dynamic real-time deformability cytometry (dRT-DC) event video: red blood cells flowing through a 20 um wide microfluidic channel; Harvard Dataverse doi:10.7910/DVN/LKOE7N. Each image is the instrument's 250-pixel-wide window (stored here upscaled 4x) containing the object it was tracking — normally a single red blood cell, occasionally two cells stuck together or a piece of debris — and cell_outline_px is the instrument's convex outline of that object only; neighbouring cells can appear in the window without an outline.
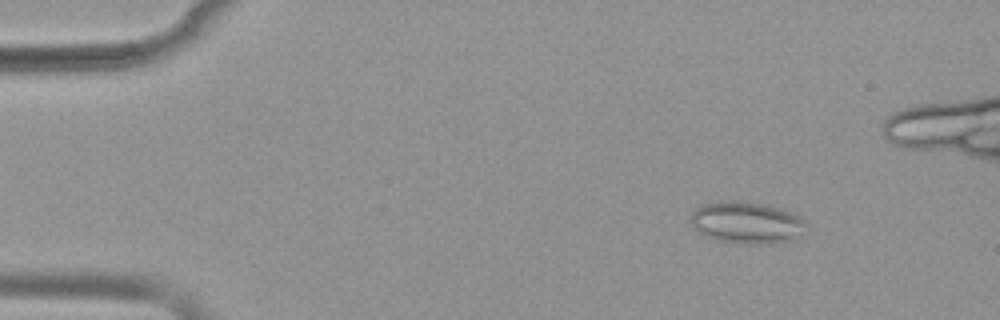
{"species": "common noctule bat (a hibernating species)", "species_latin": "Nyctalus noctula", "temperature_condition": "warm", "stored_images_in_passage": 47, "camera_frame_rate_fps": 3000, "um_per_image_px": 0.085, "animal": {"sex": "female", "body_mass_g": 19.9}, "frame": {"image": 1, "passage_image": 7, "time_ms": 2.0, "image_size_px": [1000, 320], "cell_outline_px": [[804, 236], [784, 240], [716, 240], [704, 236], [692, 228], [692, 212], [696, 208], [704, 204], [720, 200], [736, 200], [764, 204], [788, 212], [796, 216], [804, 224]], "centroid_in_image_um": [63.35, 18.85], "position_along_channel_um": 21.6, "area_um2": 26.59}}
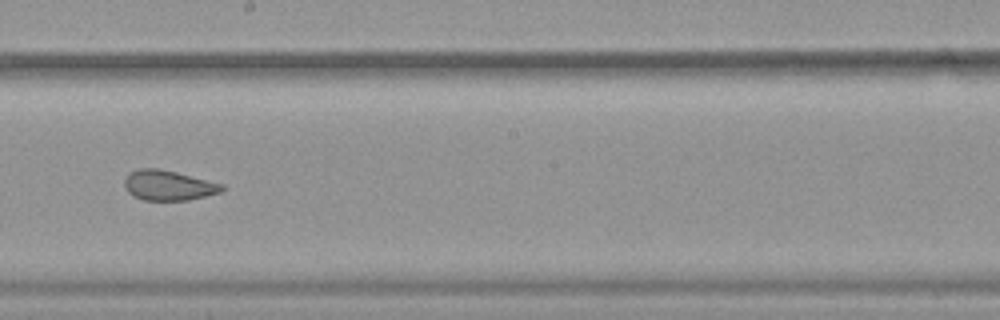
{"frame": {"image": 2, "passage_image": 30, "time_ms": 9.667, "image_size_px": [1000, 320], "cell_outline_px": [[224, 188], [220, 192], [188, 200], [144, 200], [132, 196], [124, 188], [124, 180], [128, 172], [140, 168], [160, 168], [224, 184]], "centroid_in_image_um": [14.27, 15.75], "position_along_channel_um": 233.9, "area_um2": 17.17}}
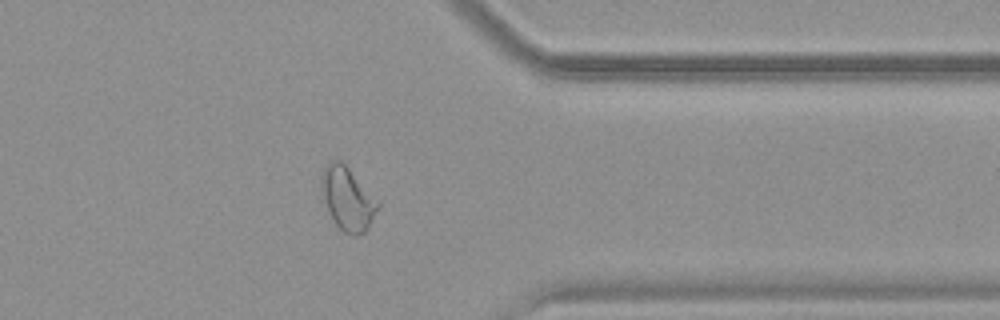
{"frame": {"image": 3, "passage_image": 42, "time_ms": 13.667, "image_size_px": [1000, 320], "cell_outline_px": [[380, 204], [368, 228], [364, 232], [356, 236], [352, 236], [344, 232], [336, 224], [320, 192], [320, 176], [328, 160], [340, 160], [380, 200]], "centroid_in_image_um": [29.55, 16.86], "position_along_channel_um": 381.9, "area_um2": 20.87}}